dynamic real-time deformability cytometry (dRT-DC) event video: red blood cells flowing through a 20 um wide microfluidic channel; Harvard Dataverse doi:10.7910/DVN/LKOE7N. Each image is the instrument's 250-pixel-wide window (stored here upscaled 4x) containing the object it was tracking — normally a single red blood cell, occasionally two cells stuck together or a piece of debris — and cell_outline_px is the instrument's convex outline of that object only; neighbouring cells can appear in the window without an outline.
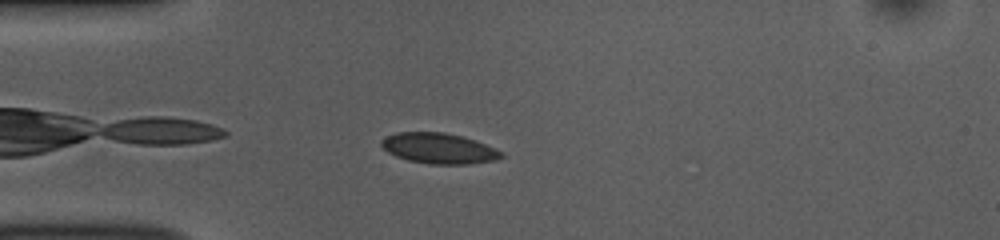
{"species": "common noctule bat (a hibernating species)", "species_latin": "Nyctalus noctula", "temperature_condition": "room temperature", "stored_images_in_passage": 44, "camera_frame_rate_fps": 3000, "um_per_image_px": 0.085, "animal": {"sex": "female", "body_mass_g": 10.0, "forearm_length_mm": 53.1}, "frame": {"image": 1, "passage_image": 4, "time_ms": 1.0, "image_size_px": [1000, 240], "cell_outline_px": [[504, 156], [492, 160], [468, 164], [428, 164], [408, 160], [396, 156], [388, 152], [380, 144], [380, 140], [384, 136], [396, 132], [444, 132], [464, 136], [476, 140], [504, 152]], "centroid_in_image_um": [37.28, 12.59], "position_along_channel_um": 47.7, "area_um2": 21.5}}
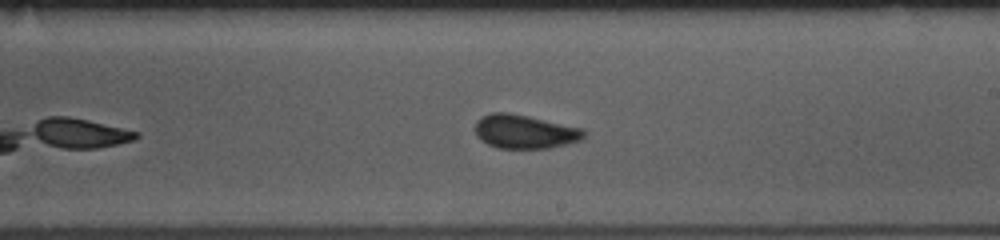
{"frame": {"image": 2, "passage_image": 21, "time_ms": 6.667, "image_size_px": [1000, 240], "cell_outline_px": [[588, 132], [580, 140], [548, 148], [500, 148], [488, 144], [480, 140], [476, 136], [476, 120], [492, 112], [508, 112], [528, 116], [584, 128]], "centroid_in_image_um": [44.61, 11.18], "position_along_channel_um": 244.4, "area_um2": 21.39}}
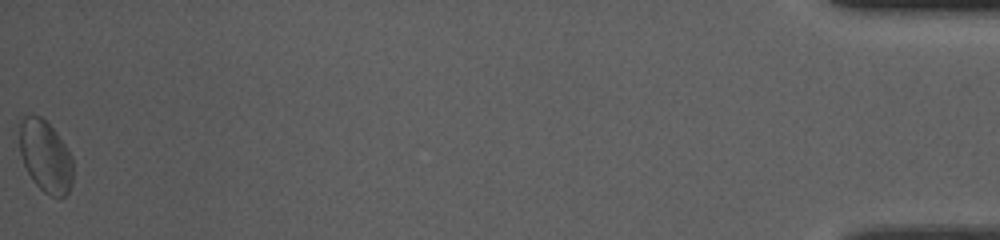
{"frame": {"image": 3, "passage_image": 44, "time_ms": 14.333, "image_size_px": [1000, 240], "cell_outline_px": [[72, 184], [68, 192], [64, 196], [52, 196], [44, 192], [32, 180], [24, 164], [20, 152], [20, 120], [24, 116], [32, 112], [40, 116], [56, 132], [72, 156]], "centroid_in_image_um": [3.85, 13.26], "position_along_channel_um": 431.3, "area_um2": 22.31}, "authors_computed_cell_mechanics": {"area_um2": 21.2993, "velocity_mm_per_s": 3.6998, "shape_relaxation_time_tau1_ms": 2.3528, "shape_relaxation_time_tau2_ms": 1.1148, "deformation_change_tau1": 0.0752, "deformation_change_tau2": 0.0593}}